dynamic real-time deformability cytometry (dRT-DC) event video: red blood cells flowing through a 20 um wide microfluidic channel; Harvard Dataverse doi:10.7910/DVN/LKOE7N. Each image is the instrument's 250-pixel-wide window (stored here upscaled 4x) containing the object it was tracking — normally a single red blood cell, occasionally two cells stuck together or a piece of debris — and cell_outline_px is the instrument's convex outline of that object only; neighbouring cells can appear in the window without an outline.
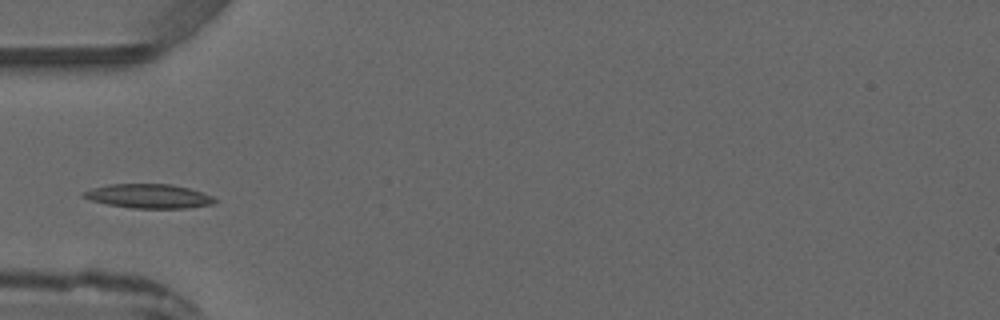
{"species": "common noctule bat (a hibernating species)", "species_latin": "Nyctalus noctula", "temperature_condition": "warm", "stored_images_in_passage": 4, "camera_frame_rate_fps": 3000, "um_per_image_px": 0.085, "animal": {"sex": "male", "forearm_length_mm": 52.5}, "frame": {"image": 1, "passage_image": 3, "time_ms": 2.333, "image_size_px": [1000, 320], "cell_outline_px": [[216, 200], [212, 204], [188, 208], [132, 208], [108, 204], [88, 200], [80, 196], [80, 192], [92, 188], [108, 184], [172, 184], [188, 188], [212, 196]], "centroid_in_image_um": [12.56, 16.67], "position_along_channel_um": 72.4, "area_um2": 18.5}}
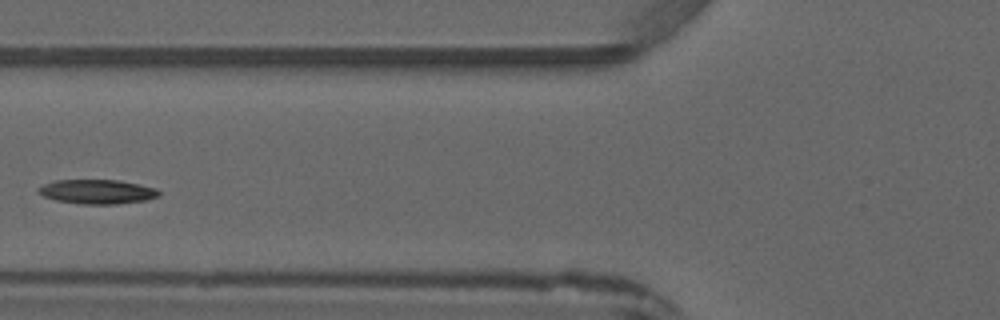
{"frame": {"image": 2, "passage_image": 4, "time_ms": 3.333, "image_size_px": [1000, 320], "cell_outline_px": [[160, 196], [144, 200], [116, 204], [84, 204], [56, 200], [44, 196], [36, 192], [44, 184], [56, 180], [120, 180], [140, 184], [156, 188], [160, 192]], "centroid_in_image_um": [8.29, 16.29], "position_along_channel_um": 117.5, "area_um2": 16.99}}